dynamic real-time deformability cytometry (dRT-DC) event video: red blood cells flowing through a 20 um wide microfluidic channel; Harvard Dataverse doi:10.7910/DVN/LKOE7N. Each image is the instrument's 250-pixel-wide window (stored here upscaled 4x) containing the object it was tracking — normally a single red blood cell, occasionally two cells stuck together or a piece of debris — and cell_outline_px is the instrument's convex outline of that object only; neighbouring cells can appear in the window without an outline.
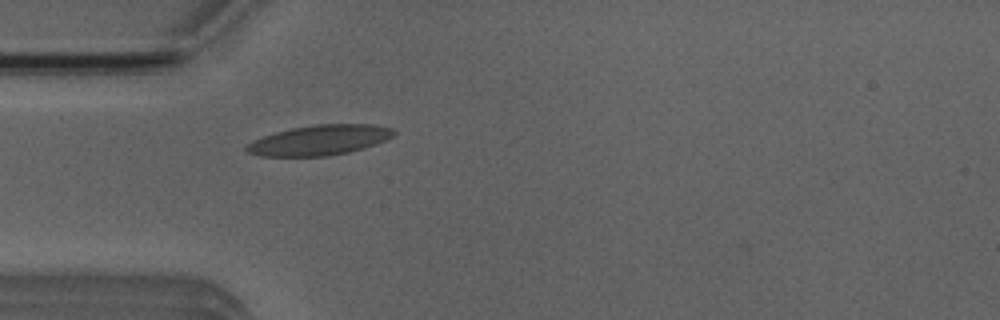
{"species": "Egyptian fruit bat (a non-hibernating species)", "species_latin": "Rousettus aegyptiacus", "temperature_condition": "room temperature", "stored_images_in_passage": 40, "camera_frame_rate_fps": 3000, "um_per_image_px": 0.085, "animal": {"sex": "male"}, "frame": {"image": 1, "passage_image": 3, "time_ms": 0.667, "image_size_px": [1000, 320], "cell_outline_px": [[396, 132], [388, 140], [364, 148], [348, 152], [328, 156], [260, 156], [248, 152], [244, 148], [252, 140], [276, 132], [292, 128], [316, 124], [376, 124], [396, 128]], "centroid_in_image_um": [27.22, 11.9], "position_along_channel_um": 57.8, "area_um2": 26.01}}
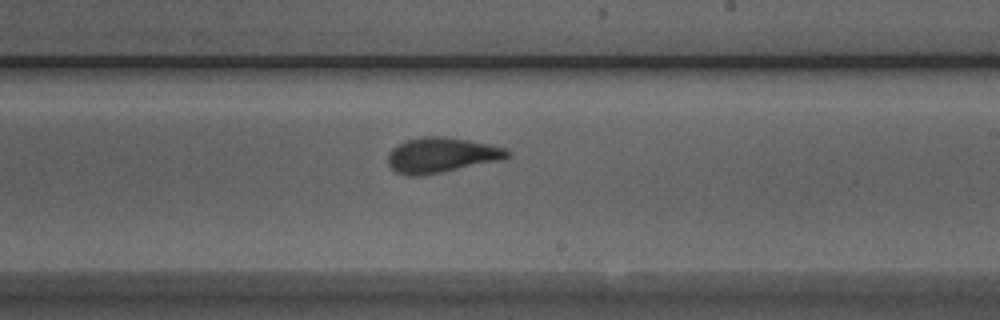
{"frame": {"image": 2, "passage_image": 18, "time_ms": 5.667, "image_size_px": [1000, 320], "cell_outline_px": [[512, 152], [504, 160], [420, 176], [408, 176], [396, 172], [388, 164], [388, 152], [392, 148], [408, 140], [424, 136], [444, 136], [468, 140], [488, 144], [504, 148]], "centroid_in_image_um": [37.53, 13.19], "position_along_channel_um": 251.5, "area_um2": 24.45}}
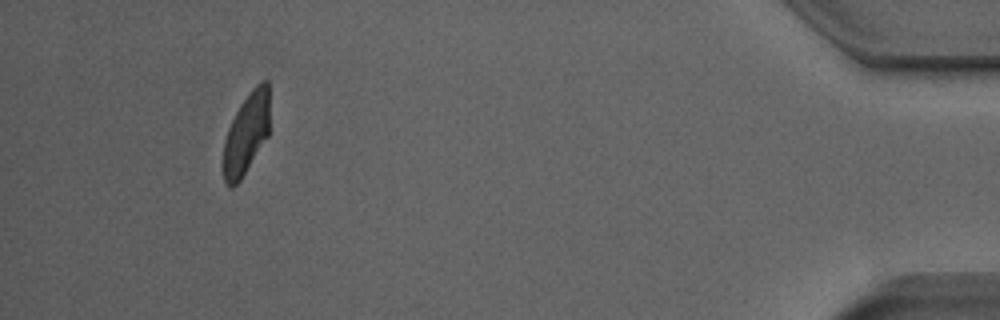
{"frame": {"image": 3, "passage_image": 36, "time_ms": 11.667, "image_size_px": [1000, 320], "cell_outline_px": [[268, 136], [240, 180], [232, 188], [228, 188], [224, 180], [224, 140], [228, 128], [240, 104], [252, 88], [260, 80], [268, 80]], "centroid_in_image_um": [20.93, 11.35], "position_along_channel_um": 414.3, "area_um2": 21.62}, "authors_computed_cell_mechanics": {"area_um2": 24.1026, "velocity_mm_per_s": 3.9228, "shape_relaxation_time_tau1_ms": 7.3843, "shape_relaxation_time_tau2_ms": 0.8074, "deformation_change_tau1": 0.1924, "deformation_change_tau2": 0.0653}}